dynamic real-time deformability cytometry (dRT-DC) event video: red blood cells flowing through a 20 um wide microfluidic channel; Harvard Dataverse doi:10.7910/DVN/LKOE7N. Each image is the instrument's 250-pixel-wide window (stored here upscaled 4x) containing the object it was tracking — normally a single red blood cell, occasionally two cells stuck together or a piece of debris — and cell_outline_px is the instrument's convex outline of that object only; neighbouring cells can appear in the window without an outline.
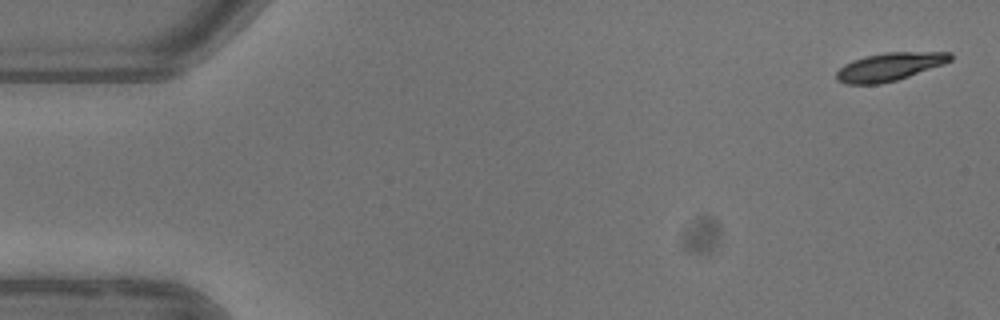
{"species": "common noctule bat (a hibernating species)", "species_latin": "Nyctalus noctula", "temperature_condition": "warm", "stored_images_in_passage": 5, "camera_frame_rate_fps": 3000, "um_per_image_px": 0.085, "animal": {"sex": "female"}, "frame": {"image": 1, "passage_image": 1, "time_ms": 0.0, "image_size_px": [1000, 320], "cell_outline_px": [[952, 60], [944, 64], [896, 80], [880, 84], [848, 84], [836, 80], [836, 72], [844, 64], [852, 60], [864, 56], [884, 52], [952, 52]], "centroid_in_image_um": [75.6, 5.66], "position_along_channel_um": 9.4, "area_um2": 18.67}}
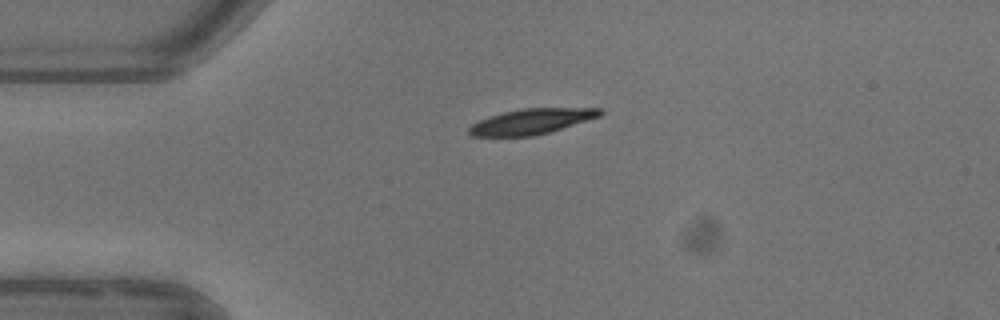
{"frame": {"image": 2, "passage_image": 4, "time_ms": 3.667, "image_size_px": [1000, 320], "cell_outline_px": [[604, 112], [600, 116], [548, 132], [532, 136], [472, 136], [468, 132], [468, 128], [472, 124], [488, 116], [520, 108], [604, 108]], "centroid_in_image_um": [45.17, 10.31], "position_along_channel_um": 39.8, "area_um2": 19.25}}